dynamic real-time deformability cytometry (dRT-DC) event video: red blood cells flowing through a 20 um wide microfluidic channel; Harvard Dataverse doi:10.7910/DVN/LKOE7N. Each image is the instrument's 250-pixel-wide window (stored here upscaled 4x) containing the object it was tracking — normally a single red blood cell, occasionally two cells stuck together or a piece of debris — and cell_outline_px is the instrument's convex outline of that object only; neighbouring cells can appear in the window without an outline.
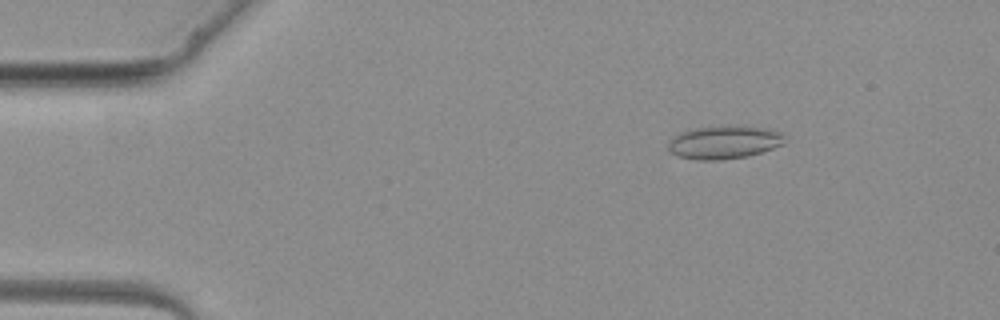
{"species": "common noctule bat (a hibernating species)", "species_latin": "Nyctalus noctula", "temperature_condition": "warm", "stored_images_in_passage": 2, "camera_frame_rate_fps": 3000, "um_per_image_px": 0.085, "animal": {"sex": "female", "body_mass_g": 19.3, "forearm_length_mm": 54.1}, "frame": {"image": 1, "passage_image": 1, "time_ms": 0.0, "image_size_px": [1000, 320], "cell_outline_px": [[784, 144], [748, 156], [720, 160], [696, 160], [676, 156], [668, 148], [668, 140], [672, 136], [680, 132], [696, 128], [768, 128], [784, 132]], "centroid_in_image_um": [61.52, 12.13], "position_along_channel_um": 23.5, "area_um2": 21.96}}